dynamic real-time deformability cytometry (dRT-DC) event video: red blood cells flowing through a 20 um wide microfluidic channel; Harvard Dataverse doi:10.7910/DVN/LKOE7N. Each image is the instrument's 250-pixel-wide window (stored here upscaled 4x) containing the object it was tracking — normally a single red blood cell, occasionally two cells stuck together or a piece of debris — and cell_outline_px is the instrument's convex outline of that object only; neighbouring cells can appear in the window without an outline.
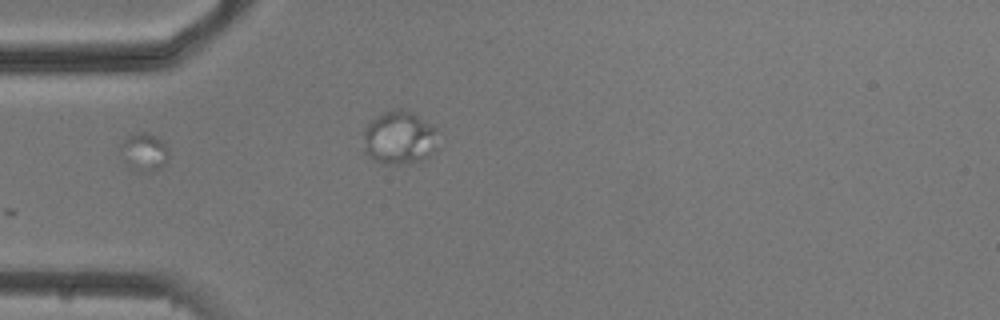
{"species": "common noctule bat (a hibernating species)", "species_latin": "Nyctalus noctula", "temperature_condition": "cold", "stored_images_in_passage": 11, "segment_of_instrument_passage": [1, 2], "camera_frame_rate_fps": 3000, "um_per_image_px": 0.085, "animal": {"sex": "male", "body_mass_g": 20.5, "forearm_length_mm": 52.5}, "frame": {"image": 1, "passage_image": 4, "time_ms": 4.333, "image_size_px": [1000, 320], "cell_outline_px": [[168, 160], [160, 168], [144, 172], [140, 172], [132, 168], [124, 160], [120, 148], [124, 140], [128, 136], [136, 132], [148, 132], [160, 140], [168, 148]], "centroid_in_image_um": [12.26, 12.91], "position_along_channel_um": 72.7, "area_um2": 10.4}}